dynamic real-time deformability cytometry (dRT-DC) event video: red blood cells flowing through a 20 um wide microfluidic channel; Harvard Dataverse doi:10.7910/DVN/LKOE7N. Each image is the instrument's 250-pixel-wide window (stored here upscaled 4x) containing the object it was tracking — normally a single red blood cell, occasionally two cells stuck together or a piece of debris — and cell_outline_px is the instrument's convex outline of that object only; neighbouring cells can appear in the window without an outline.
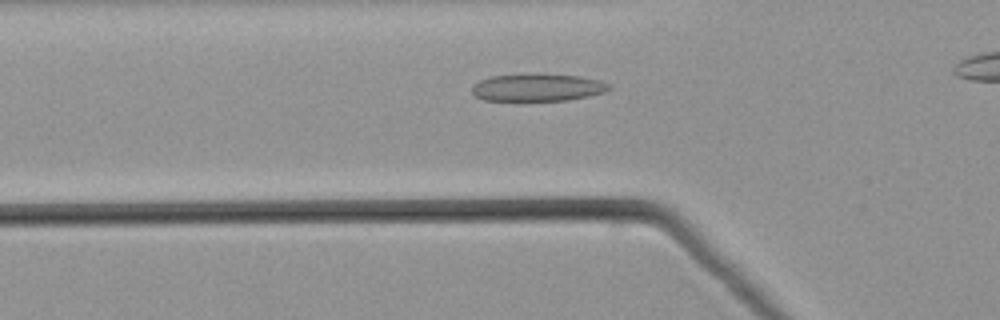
{"species": "common noctule bat (a hibernating species)", "species_latin": "Nyctalus noctula", "temperature_condition": "warm", "stored_images_in_passage": 28, "camera_frame_rate_fps": 3000, "um_per_image_px": 0.085, "animal": {"sex": "male", "body_mass_g": 21.5, "forearm_length_mm": 52.0}, "frame": {"image": 1, "passage_image": 3, "time_ms": 0.667, "image_size_px": [1000, 320], "cell_outline_px": [[612, 88], [604, 92], [588, 96], [568, 100], [484, 100], [476, 96], [472, 92], [472, 84], [480, 80], [492, 76], [532, 72], [580, 76], [596, 80], [608, 84]], "centroid_in_image_um": [45.66, 7.41], "position_along_channel_um": 80.1, "area_um2": 22.14}}
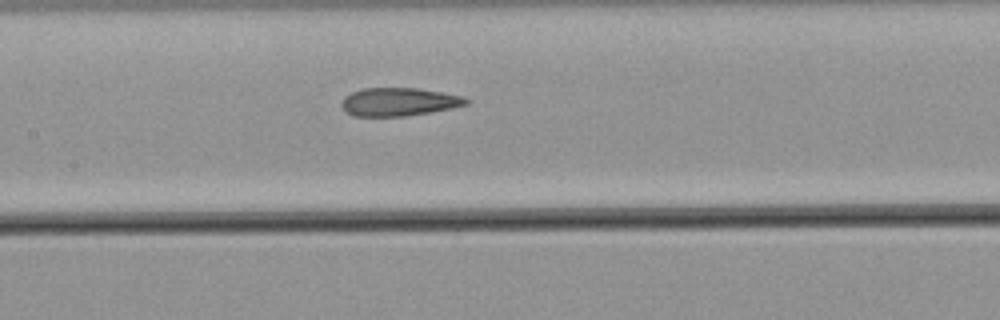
{"frame": {"image": 2, "passage_image": 10, "time_ms": 3.0, "image_size_px": [1000, 320], "cell_outline_px": [[468, 104], [452, 108], [404, 116], [352, 116], [340, 104], [344, 96], [360, 88], [416, 88], [440, 92], [460, 96], [468, 100]], "centroid_in_image_um": [33.85, 8.65], "position_along_channel_um": 173.6, "area_um2": 20.23}}
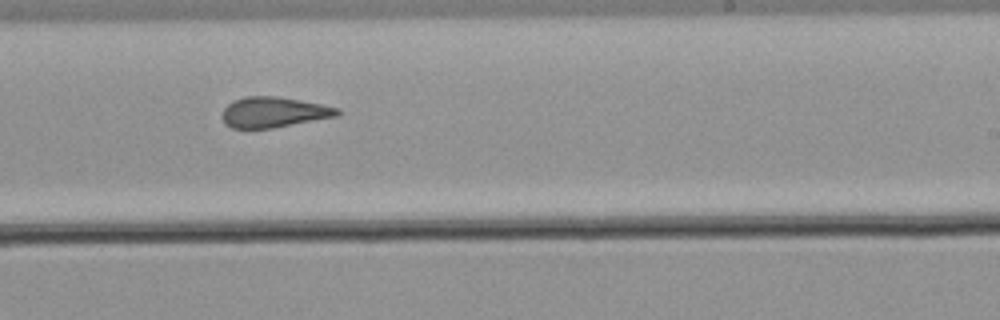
{"frame": {"image": 3, "passage_image": 17, "time_ms": 5.333, "image_size_px": [1000, 320], "cell_outline_px": [[340, 112], [336, 116], [272, 128], [232, 128], [224, 124], [220, 116], [224, 108], [232, 100], [244, 96], [276, 96], [300, 100], [340, 108]], "centroid_in_image_um": [23.2, 9.53], "position_along_channel_um": 265.8, "area_um2": 20.46}}